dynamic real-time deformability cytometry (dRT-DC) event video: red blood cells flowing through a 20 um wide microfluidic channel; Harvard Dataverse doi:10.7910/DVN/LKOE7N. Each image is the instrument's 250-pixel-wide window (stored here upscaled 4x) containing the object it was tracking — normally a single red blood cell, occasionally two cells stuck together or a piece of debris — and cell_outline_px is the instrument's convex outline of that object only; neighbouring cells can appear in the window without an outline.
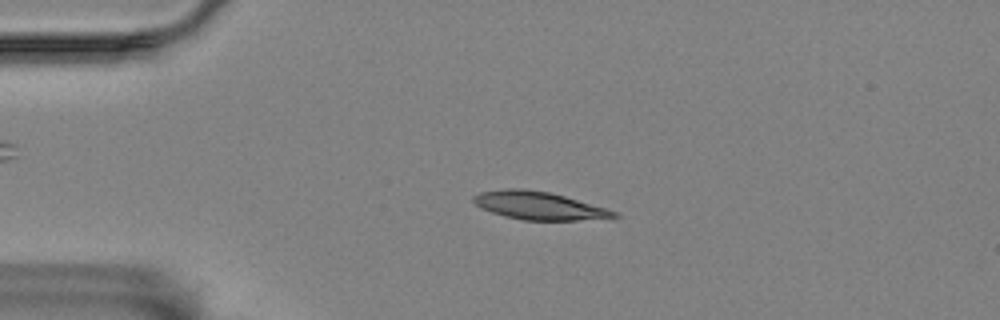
{"species": "Egyptian fruit bat (a non-hibernating species)", "species_latin": "Rousettus aegyptiacus", "temperature_condition": "room temperature", "stored_images_in_passage": 56, "camera_frame_rate_fps": 3000, "um_per_image_px": 0.085, "animal": {"sex": "female"}, "frame": {"image": 1, "passage_image": 12, "time_ms": 3.667, "image_size_px": [1000, 320], "cell_outline_px": [[620, 216], [576, 220], [524, 220], [504, 216], [480, 208], [472, 200], [472, 196], [480, 192], [508, 188], [524, 188], [548, 192], [564, 196], [604, 208], [616, 212]], "centroid_in_image_um": [45.71, 17.47], "position_along_channel_um": 39.3, "area_um2": 22.48}}
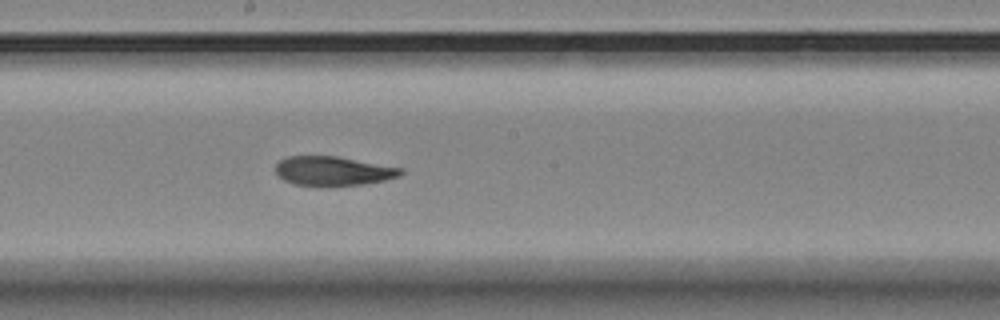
{"frame": {"image": 2, "passage_image": 30, "time_ms": 9.667, "image_size_px": [1000, 320], "cell_outline_px": [[404, 172], [400, 176], [384, 180], [360, 184], [328, 188], [296, 184], [284, 180], [276, 172], [276, 164], [280, 160], [288, 156], [336, 156], [404, 168]], "centroid_in_image_um": [28.33, 14.55], "position_along_channel_um": 219.9, "area_um2": 21.62}}
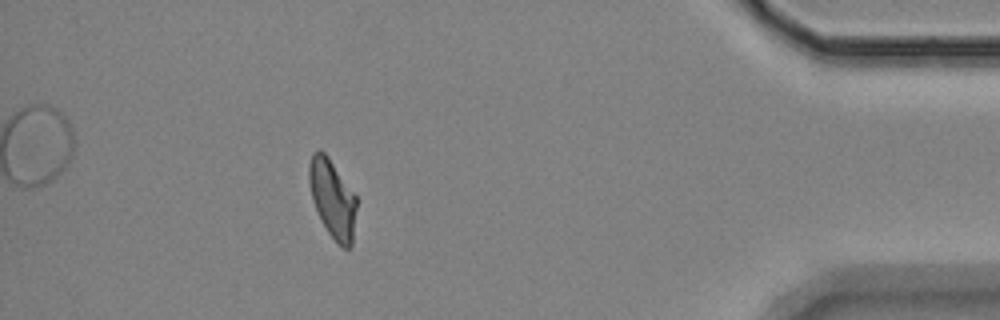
{"frame": {"image": 3, "passage_image": 50, "time_ms": 16.333, "image_size_px": [1000, 320], "cell_outline_px": [[356, 208], [352, 244], [348, 248], [344, 248], [336, 244], [328, 232], [312, 200], [308, 180], [308, 164], [312, 152], [320, 148], [328, 156], [356, 196]], "centroid_in_image_um": [28.24, 16.86], "position_along_channel_um": 407.0, "area_um2": 21.62}, "authors_computed_cell_mechanics": {"area_um2": 22.0507, "velocity_mm_per_s": 3.5094, "shape_relaxation_time_tau1_ms": null, "shape_relaxation_time_tau2_ms": 4.6911, "deformation_change_tau1": null, "deformation_change_tau2": 0.0992}}